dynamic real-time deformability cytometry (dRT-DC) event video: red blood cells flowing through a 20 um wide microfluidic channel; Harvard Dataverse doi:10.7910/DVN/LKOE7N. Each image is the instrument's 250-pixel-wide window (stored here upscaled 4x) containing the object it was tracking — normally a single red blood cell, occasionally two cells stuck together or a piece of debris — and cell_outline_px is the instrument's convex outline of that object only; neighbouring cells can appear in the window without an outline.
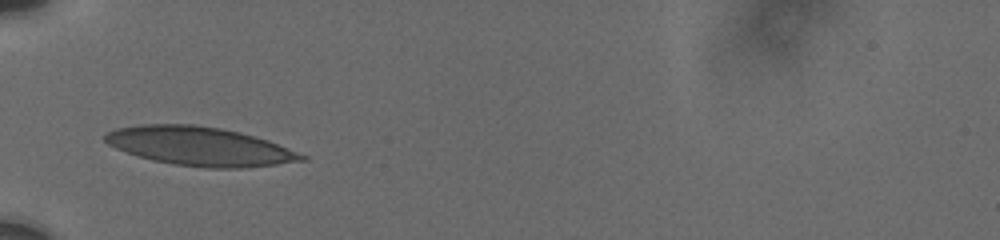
{"species": "human", "species_latin": "Homo sapiens", "temperature_condition": "cold", "stored_images_in_passage": 10, "camera_frame_rate_fps": 3000, "um_per_image_px": 0.085, "donor": {"sex": "male"}, "frame": {"image": 1, "passage_image": 1, "time_ms": 0.0, "image_size_px": [1000, 240], "cell_outline_px": [[308, 160], [244, 168], [204, 168], [176, 164], [152, 160], [136, 156], [116, 148], [108, 144], [104, 140], [104, 132], [116, 128], [140, 124], [196, 124], [220, 128], [240, 132], [268, 140], [308, 156]], "centroid_in_image_um": [16.96, 12.43], "position_along_channel_um": 68.0, "area_um2": 44.62}}
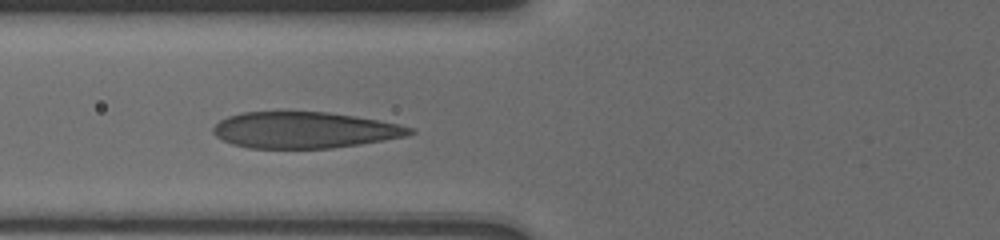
{"frame": {"image": 2, "passage_image": 7, "time_ms": 1.0, "image_size_px": [1000, 240], "cell_outline_px": [[416, 132], [408, 136], [360, 144], [332, 148], [248, 148], [232, 144], [216, 136], [212, 132], [212, 128], [220, 120], [228, 116], [240, 112], [328, 112], [400, 124], [416, 128]], "centroid_in_image_um": [25.89, 11.06], "position_along_channel_um": 99.9, "area_um2": 41.56}}